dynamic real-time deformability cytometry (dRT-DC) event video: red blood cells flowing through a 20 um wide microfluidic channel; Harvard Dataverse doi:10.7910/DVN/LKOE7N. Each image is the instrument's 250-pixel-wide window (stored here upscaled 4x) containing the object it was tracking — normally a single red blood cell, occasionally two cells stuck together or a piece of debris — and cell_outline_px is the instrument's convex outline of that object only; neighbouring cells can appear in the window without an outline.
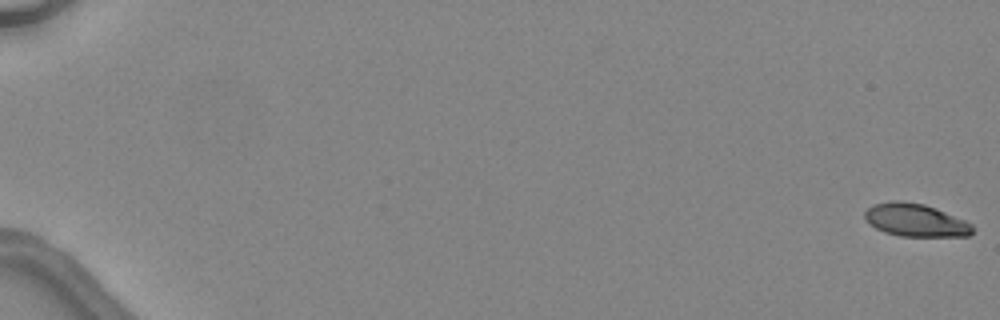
{"species": "common noctule bat (a hibernating species)", "species_latin": "Nyctalus noctula", "temperature_condition": "warm", "stored_images_in_passage": 15, "camera_frame_rate_fps": 3000, "um_per_image_px": 0.085, "animal": {"sex": "female", "body_mass_g": 24.6, "forearm_length_mm": 56.2}, "frame": {"image": 1, "passage_image": 1, "time_ms": 0.0, "image_size_px": [1000, 320], "cell_outline_px": [[972, 232], [968, 236], [900, 236], [884, 232], [876, 228], [864, 216], [864, 212], [872, 204], [892, 200], [896, 200], [924, 204], [936, 208], [964, 220], [972, 224]], "centroid_in_image_um": [77.8, 18.7], "position_along_channel_um": 7.2, "area_um2": 20.46}}
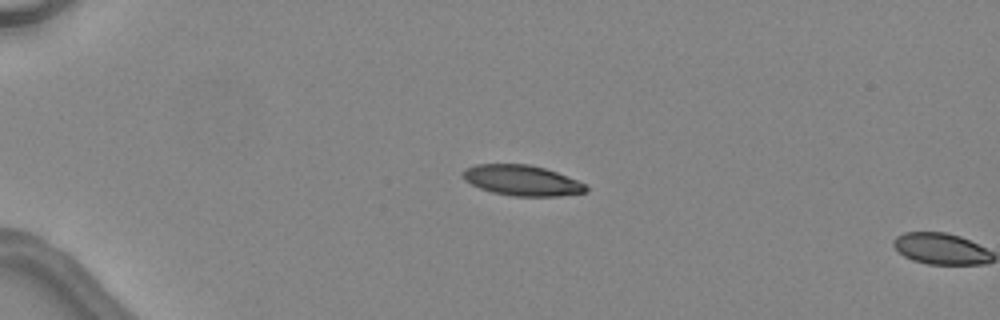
{"frame": {"image": 2, "passage_image": 14, "time_ms": 4.333, "image_size_px": [1000, 320], "cell_outline_px": [[588, 192], [560, 196], [512, 196], [492, 192], [480, 188], [464, 180], [460, 172], [464, 168], [476, 164], [528, 164], [544, 168], [556, 172], [588, 184]], "centroid_in_image_um": [44.37, 15.33], "position_along_channel_um": 40.6, "area_um2": 22.08}}